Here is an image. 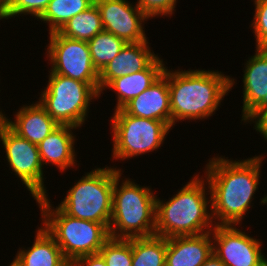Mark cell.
Instances as JSON below:
<instances>
[{"mask_svg": "<svg viewBox=\"0 0 267 266\" xmlns=\"http://www.w3.org/2000/svg\"><path fill=\"white\" fill-rule=\"evenodd\" d=\"M255 13L251 28L256 38L255 48H267V0H254Z\"/></svg>", "mask_w": 267, "mask_h": 266, "instance_id": "26", "label": "cell"}, {"mask_svg": "<svg viewBox=\"0 0 267 266\" xmlns=\"http://www.w3.org/2000/svg\"><path fill=\"white\" fill-rule=\"evenodd\" d=\"M71 266H107V264L100 253H95L76 259Z\"/></svg>", "mask_w": 267, "mask_h": 266, "instance_id": "30", "label": "cell"}, {"mask_svg": "<svg viewBox=\"0 0 267 266\" xmlns=\"http://www.w3.org/2000/svg\"><path fill=\"white\" fill-rule=\"evenodd\" d=\"M78 128L59 125L53 132H51L38 146L40 158L44 165H55L60 172L77 166V159L74 143L76 142V135L74 136L72 130Z\"/></svg>", "mask_w": 267, "mask_h": 266, "instance_id": "18", "label": "cell"}, {"mask_svg": "<svg viewBox=\"0 0 267 266\" xmlns=\"http://www.w3.org/2000/svg\"><path fill=\"white\" fill-rule=\"evenodd\" d=\"M48 77L38 103L58 125L81 128L88 118L91 100L100 97L99 84H87L52 71Z\"/></svg>", "mask_w": 267, "mask_h": 266, "instance_id": "7", "label": "cell"}, {"mask_svg": "<svg viewBox=\"0 0 267 266\" xmlns=\"http://www.w3.org/2000/svg\"><path fill=\"white\" fill-rule=\"evenodd\" d=\"M260 204H264L267 206V194H265V196H263L261 199H260Z\"/></svg>", "mask_w": 267, "mask_h": 266, "instance_id": "34", "label": "cell"}, {"mask_svg": "<svg viewBox=\"0 0 267 266\" xmlns=\"http://www.w3.org/2000/svg\"><path fill=\"white\" fill-rule=\"evenodd\" d=\"M99 253L104 258L107 266H131L132 265V238L110 237Z\"/></svg>", "mask_w": 267, "mask_h": 266, "instance_id": "25", "label": "cell"}, {"mask_svg": "<svg viewBox=\"0 0 267 266\" xmlns=\"http://www.w3.org/2000/svg\"><path fill=\"white\" fill-rule=\"evenodd\" d=\"M247 123H253L257 133L267 141V106L260 109Z\"/></svg>", "mask_w": 267, "mask_h": 266, "instance_id": "29", "label": "cell"}, {"mask_svg": "<svg viewBox=\"0 0 267 266\" xmlns=\"http://www.w3.org/2000/svg\"><path fill=\"white\" fill-rule=\"evenodd\" d=\"M207 185L204 176L196 174L168 201L156 197L155 235L169 238L211 232L215 224Z\"/></svg>", "mask_w": 267, "mask_h": 266, "instance_id": "3", "label": "cell"}, {"mask_svg": "<svg viewBox=\"0 0 267 266\" xmlns=\"http://www.w3.org/2000/svg\"><path fill=\"white\" fill-rule=\"evenodd\" d=\"M149 41L126 43L117 56L99 73L100 96L114 79L144 70L157 56Z\"/></svg>", "mask_w": 267, "mask_h": 266, "instance_id": "15", "label": "cell"}, {"mask_svg": "<svg viewBox=\"0 0 267 266\" xmlns=\"http://www.w3.org/2000/svg\"><path fill=\"white\" fill-rule=\"evenodd\" d=\"M0 141L8 166L25 185L34 200L48 196L44 186L43 164L37 144L18 136L7 125L0 127Z\"/></svg>", "mask_w": 267, "mask_h": 266, "instance_id": "9", "label": "cell"}, {"mask_svg": "<svg viewBox=\"0 0 267 266\" xmlns=\"http://www.w3.org/2000/svg\"><path fill=\"white\" fill-rule=\"evenodd\" d=\"M110 123L112 157L121 161L160 149L172 129L163 121L136 117L123 109L114 111Z\"/></svg>", "mask_w": 267, "mask_h": 266, "instance_id": "8", "label": "cell"}, {"mask_svg": "<svg viewBox=\"0 0 267 266\" xmlns=\"http://www.w3.org/2000/svg\"><path fill=\"white\" fill-rule=\"evenodd\" d=\"M212 254L211 232L169 237L165 266H201Z\"/></svg>", "mask_w": 267, "mask_h": 266, "instance_id": "16", "label": "cell"}, {"mask_svg": "<svg viewBox=\"0 0 267 266\" xmlns=\"http://www.w3.org/2000/svg\"><path fill=\"white\" fill-rule=\"evenodd\" d=\"M8 123V117L4 113H2V110L0 109V127L5 126Z\"/></svg>", "mask_w": 267, "mask_h": 266, "instance_id": "33", "label": "cell"}, {"mask_svg": "<svg viewBox=\"0 0 267 266\" xmlns=\"http://www.w3.org/2000/svg\"><path fill=\"white\" fill-rule=\"evenodd\" d=\"M115 168H96L75 182L58 205L74 218L110 224L112 214Z\"/></svg>", "mask_w": 267, "mask_h": 266, "instance_id": "6", "label": "cell"}, {"mask_svg": "<svg viewBox=\"0 0 267 266\" xmlns=\"http://www.w3.org/2000/svg\"><path fill=\"white\" fill-rule=\"evenodd\" d=\"M34 243L27 249L20 248L11 266H70L55 239L41 227L37 228Z\"/></svg>", "mask_w": 267, "mask_h": 266, "instance_id": "20", "label": "cell"}, {"mask_svg": "<svg viewBox=\"0 0 267 266\" xmlns=\"http://www.w3.org/2000/svg\"><path fill=\"white\" fill-rule=\"evenodd\" d=\"M51 0H10L8 9L11 18L19 15H31L35 19L39 18L46 10Z\"/></svg>", "mask_w": 267, "mask_h": 266, "instance_id": "27", "label": "cell"}, {"mask_svg": "<svg viewBox=\"0 0 267 266\" xmlns=\"http://www.w3.org/2000/svg\"><path fill=\"white\" fill-rule=\"evenodd\" d=\"M167 238L153 235L132 238L131 266H165Z\"/></svg>", "mask_w": 267, "mask_h": 266, "instance_id": "21", "label": "cell"}, {"mask_svg": "<svg viewBox=\"0 0 267 266\" xmlns=\"http://www.w3.org/2000/svg\"><path fill=\"white\" fill-rule=\"evenodd\" d=\"M235 81L218 70L168 69L171 128L181 120L198 121L213 116Z\"/></svg>", "mask_w": 267, "mask_h": 266, "instance_id": "2", "label": "cell"}, {"mask_svg": "<svg viewBox=\"0 0 267 266\" xmlns=\"http://www.w3.org/2000/svg\"><path fill=\"white\" fill-rule=\"evenodd\" d=\"M35 201L42 216L40 225L55 239L70 264L82 256L99 253L110 238L109 224L66 215L58 206H52L48 196Z\"/></svg>", "mask_w": 267, "mask_h": 266, "instance_id": "5", "label": "cell"}, {"mask_svg": "<svg viewBox=\"0 0 267 266\" xmlns=\"http://www.w3.org/2000/svg\"><path fill=\"white\" fill-rule=\"evenodd\" d=\"M201 266H225L213 253Z\"/></svg>", "mask_w": 267, "mask_h": 266, "instance_id": "32", "label": "cell"}, {"mask_svg": "<svg viewBox=\"0 0 267 266\" xmlns=\"http://www.w3.org/2000/svg\"><path fill=\"white\" fill-rule=\"evenodd\" d=\"M178 0H137L138 7L151 19L157 16L171 17Z\"/></svg>", "mask_w": 267, "mask_h": 266, "instance_id": "28", "label": "cell"}, {"mask_svg": "<svg viewBox=\"0 0 267 266\" xmlns=\"http://www.w3.org/2000/svg\"><path fill=\"white\" fill-rule=\"evenodd\" d=\"M14 116V121L8 119L7 126L18 136L37 145L59 126L38 101L21 106Z\"/></svg>", "mask_w": 267, "mask_h": 266, "instance_id": "17", "label": "cell"}, {"mask_svg": "<svg viewBox=\"0 0 267 266\" xmlns=\"http://www.w3.org/2000/svg\"><path fill=\"white\" fill-rule=\"evenodd\" d=\"M127 114L160 120L171 127L168 67L163 74L145 91L133 98L122 108Z\"/></svg>", "mask_w": 267, "mask_h": 266, "instance_id": "14", "label": "cell"}, {"mask_svg": "<svg viewBox=\"0 0 267 266\" xmlns=\"http://www.w3.org/2000/svg\"><path fill=\"white\" fill-rule=\"evenodd\" d=\"M263 159V154L237 161L216 156L207 162L204 178L210 189L215 225L242 224L259 189Z\"/></svg>", "mask_w": 267, "mask_h": 266, "instance_id": "1", "label": "cell"}, {"mask_svg": "<svg viewBox=\"0 0 267 266\" xmlns=\"http://www.w3.org/2000/svg\"><path fill=\"white\" fill-rule=\"evenodd\" d=\"M243 69V106L241 122H247L267 106V48H256Z\"/></svg>", "mask_w": 267, "mask_h": 266, "instance_id": "13", "label": "cell"}, {"mask_svg": "<svg viewBox=\"0 0 267 266\" xmlns=\"http://www.w3.org/2000/svg\"><path fill=\"white\" fill-rule=\"evenodd\" d=\"M103 30L101 14L94 3L72 17L58 32L65 37L88 42Z\"/></svg>", "mask_w": 267, "mask_h": 266, "instance_id": "22", "label": "cell"}, {"mask_svg": "<svg viewBox=\"0 0 267 266\" xmlns=\"http://www.w3.org/2000/svg\"><path fill=\"white\" fill-rule=\"evenodd\" d=\"M126 42L105 30L88 41L91 59L95 69L100 73L112 61Z\"/></svg>", "mask_w": 267, "mask_h": 266, "instance_id": "24", "label": "cell"}, {"mask_svg": "<svg viewBox=\"0 0 267 266\" xmlns=\"http://www.w3.org/2000/svg\"><path fill=\"white\" fill-rule=\"evenodd\" d=\"M122 172L115 168L110 237L129 239L155 235L157 195L149 186H141L133 179L122 180Z\"/></svg>", "mask_w": 267, "mask_h": 266, "instance_id": "4", "label": "cell"}, {"mask_svg": "<svg viewBox=\"0 0 267 266\" xmlns=\"http://www.w3.org/2000/svg\"><path fill=\"white\" fill-rule=\"evenodd\" d=\"M99 8L103 29L126 43L147 40L144 24L149 17L135 3L128 0H95Z\"/></svg>", "mask_w": 267, "mask_h": 266, "instance_id": "12", "label": "cell"}, {"mask_svg": "<svg viewBox=\"0 0 267 266\" xmlns=\"http://www.w3.org/2000/svg\"><path fill=\"white\" fill-rule=\"evenodd\" d=\"M164 60L157 56L144 70L112 80L104 90L111 89L117 97L114 111L122 109L133 98L149 88L164 72Z\"/></svg>", "mask_w": 267, "mask_h": 266, "instance_id": "19", "label": "cell"}, {"mask_svg": "<svg viewBox=\"0 0 267 266\" xmlns=\"http://www.w3.org/2000/svg\"><path fill=\"white\" fill-rule=\"evenodd\" d=\"M237 225H215L211 231L213 253L225 266H265L260 239L246 234Z\"/></svg>", "mask_w": 267, "mask_h": 266, "instance_id": "11", "label": "cell"}, {"mask_svg": "<svg viewBox=\"0 0 267 266\" xmlns=\"http://www.w3.org/2000/svg\"><path fill=\"white\" fill-rule=\"evenodd\" d=\"M11 19L8 9V2L6 0H0V20Z\"/></svg>", "mask_w": 267, "mask_h": 266, "instance_id": "31", "label": "cell"}, {"mask_svg": "<svg viewBox=\"0 0 267 266\" xmlns=\"http://www.w3.org/2000/svg\"><path fill=\"white\" fill-rule=\"evenodd\" d=\"M49 35L46 57L50 71L87 84H99V72L93 65L87 41L65 37L58 31Z\"/></svg>", "mask_w": 267, "mask_h": 266, "instance_id": "10", "label": "cell"}, {"mask_svg": "<svg viewBox=\"0 0 267 266\" xmlns=\"http://www.w3.org/2000/svg\"><path fill=\"white\" fill-rule=\"evenodd\" d=\"M95 0H51L38 18L43 23H48L49 33L59 31L72 17L88 9Z\"/></svg>", "mask_w": 267, "mask_h": 266, "instance_id": "23", "label": "cell"}]
</instances>
